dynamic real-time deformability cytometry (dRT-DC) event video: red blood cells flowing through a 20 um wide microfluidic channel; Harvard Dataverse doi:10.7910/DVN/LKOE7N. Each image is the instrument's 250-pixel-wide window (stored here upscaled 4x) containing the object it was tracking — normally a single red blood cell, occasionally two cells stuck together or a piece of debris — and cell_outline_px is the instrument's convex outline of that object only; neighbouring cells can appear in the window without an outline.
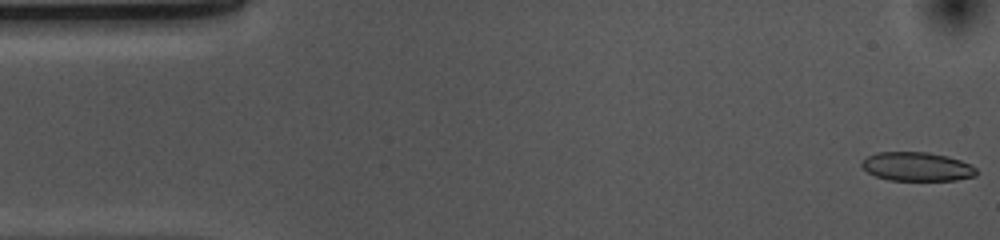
{"species": "common noctule bat (a hibernating species)", "species_latin": "Nyctalus noctula", "temperature_condition": "cold", "stored_images_in_passage": 53, "camera_frame_rate_fps": 3000, "um_per_image_px": 0.085, "animal": {"sex": "female", "body_mass_g": 10.0, "forearm_length_mm": 53.1}, "frame": {"image": 1, "passage_image": 1, "time_ms": 0.0, "image_size_px": [1000, 240], "cell_outline_px": [[976, 176], [956, 180], [888, 180], [876, 176], [868, 172], [860, 164], [860, 160], [876, 152], [928, 152], [948, 156], [960, 160], [976, 168]], "centroid_in_image_um": [77.91, 14.16], "position_along_channel_um": 7.1, "area_um2": 19.31}}
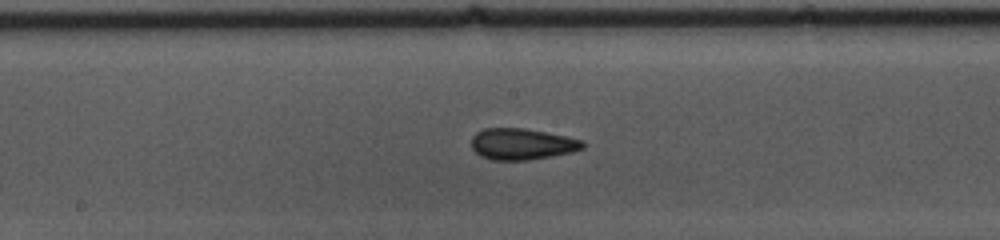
{"frame": {"image": 2, "passage_image": 26, "time_ms": 8.333, "image_size_px": [1000, 240], "cell_outline_px": [[584, 148], [572, 152], [528, 160], [492, 160], [480, 156], [472, 148], [472, 136], [476, 132], [484, 128], [524, 128], [568, 136], [584, 140]], "centroid_in_image_um": [44.37, 12.24], "position_along_channel_um": 203.8, "area_um2": 20.4}}
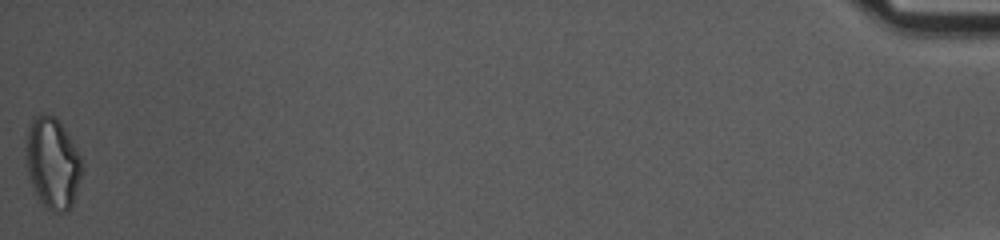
{"frame": {"image": 3, "passage_image": 53, "time_ms": 17.333, "image_size_px": [1000, 240], "cell_outline_px": [[84, 168], [72, 204], [68, 212], [52, 212], [40, 200], [32, 184], [28, 172], [24, 156], [24, 152], [28, 132], [32, 116], [56, 116], [64, 128], [80, 156]], "centroid_in_image_um": [4.47, 13.87], "position_along_channel_um": 430.7, "area_um2": 29.54}, "authors_computed_cell_mechanics": {"area_um2": 20.4612, "velocity_mm_per_s": 3.6916, "shape_relaxation_time_tau1_ms": 11.1666, "shape_relaxation_time_tau2_ms": 2.4793, "deformation_change_tau1": 0.1678, "deformation_change_tau2": 0.1054}}